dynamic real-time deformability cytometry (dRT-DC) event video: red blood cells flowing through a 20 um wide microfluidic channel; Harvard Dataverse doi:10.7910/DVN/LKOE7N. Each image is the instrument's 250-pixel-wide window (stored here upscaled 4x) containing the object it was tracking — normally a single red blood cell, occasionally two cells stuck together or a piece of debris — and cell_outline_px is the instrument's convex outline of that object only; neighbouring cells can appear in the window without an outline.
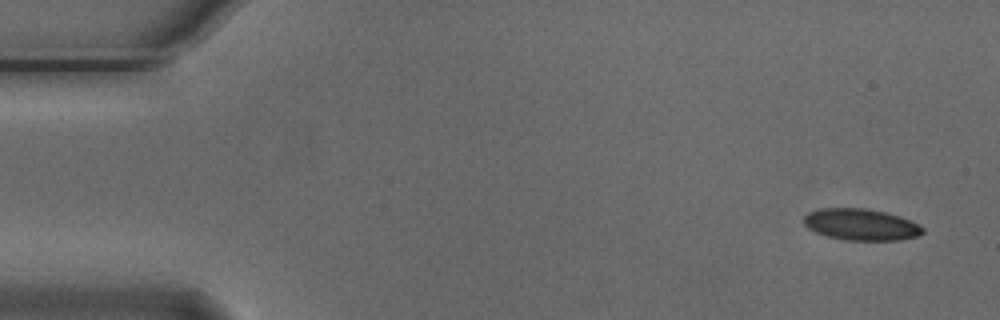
{"species": "Egyptian fruit bat (a non-hibernating species)", "species_latin": "Rousettus aegyptiacus", "temperature_condition": "cold", "stored_images_in_passage": 4, "camera_frame_rate_fps": 3000, "um_per_image_px": 0.085, "animal": {"sex": "male"}, "frame": {"image": 1, "passage_image": 1, "time_ms": 0.0, "image_size_px": [1000, 320], "cell_outline_px": [[924, 232], [916, 236], [900, 240], [844, 240], [828, 236], [816, 232], [808, 228], [804, 224], [804, 216], [808, 212], [820, 208], [864, 208], [884, 212], [900, 216], [924, 228]], "centroid_in_image_um": [73.15, 19.08], "position_along_channel_um": 11.8, "area_um2": 21.68}}
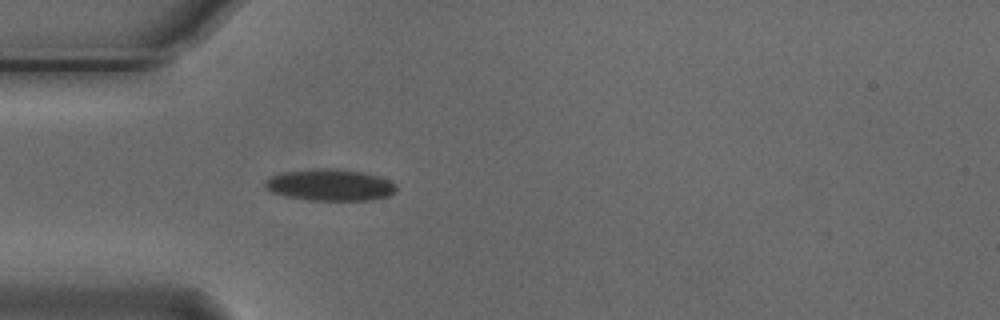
{"frame": {"image": 2, "passage_image": 4, "time_ms": 1.0, "image_size_px": [1000, 320], "cell_outline_px": [[396, 192], [388, 196], [372, 200], [308, 200], [284, 196], [272, 192], [264, 184], [264, 180], [268, 176], [280, 172], [312, 168], [336, 168], [360, 172], [376, 176], [388, 180], [396, 184]], "centroid_in_image_um": [28.0, 15.71], "position_along_channel_um": 57.0, "area_um2": 24.39}}